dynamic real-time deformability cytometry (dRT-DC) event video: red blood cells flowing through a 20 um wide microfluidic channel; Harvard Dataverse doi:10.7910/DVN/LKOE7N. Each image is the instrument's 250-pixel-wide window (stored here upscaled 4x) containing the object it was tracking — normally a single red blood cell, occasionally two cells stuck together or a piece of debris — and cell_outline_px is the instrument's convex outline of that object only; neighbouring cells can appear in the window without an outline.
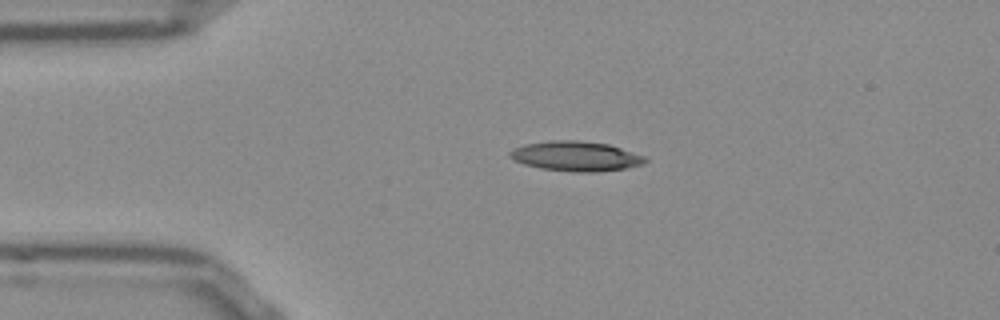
{"species": "Egyptian fruit bat (a non-hibernating species)", "species_latin": "Rousettus aegyptiacus", "temperature_condition": "room temperature", "stored_images_in_passage": 42, "camera_frame_rate_fps": 3000, "um_per_image_px": 0.085, "frame": {"image": 1, "passage_image": 1, "time_ms": 0.0, "image_size_px": [1000, 320], "cell_outline_px": [[648, 160], [640, 164], [628, 168], [596, 172], [572, 172], [540, 168], [524, 164], [512, 160], [508, 156], [508, 152], [512, 148], [524, 144], [548, 140], [576, 140], [608, 144], [648, 156]], "centroid_in_image_um": [48.92, 13.27], "position_along_channel_um": 36.1, "area_um2": 23.87}}
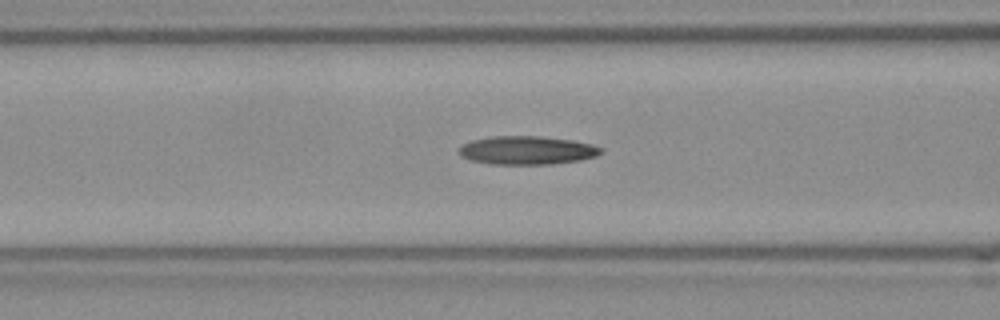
{"frame": {"image": 2, "passage_image": 10, "time_ms": 3.0, "image_size_px": [1000, 320], "cell_outline_px": [[604, 152], [596, 156], [580, 160], [552, 164], [492, 164], [472, 160], [460, 156], [456, 152], [460, 144], [472, 140], [492, 136], [540, 136], [572, 140], [592, 144], [604, 148]], "centroid_in_image_um": [44.78, 12.77], "position_along_channel_um": 121.8, "area_um2": 23.81}}
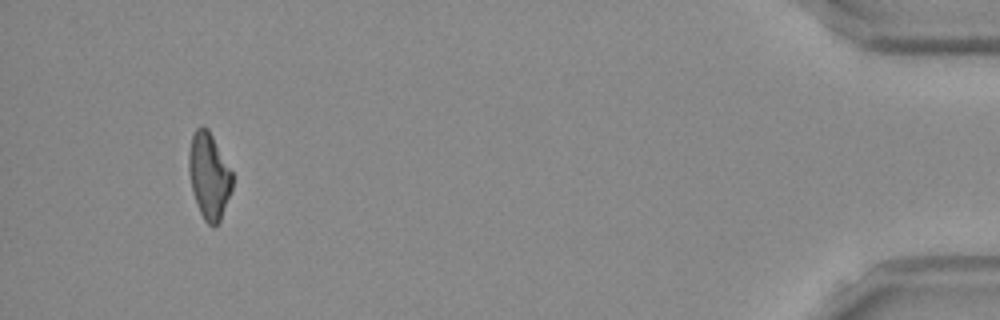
{"frame": {"image": 3, "passage_image": 39, "time_ms": 12.667, "image_size_px": [1000, 320], "cell_outline_px": [[232, 188], [220, 220], [216, 224], [208, 224], [204, 220], [200, 212], [192, 192], [188, 172], [188, 152], [192, 136], [196, 128], [200, 124], [208, 128], [232, 172]], "centroid_in_image_um": [17.74, 14.91], "position_along_channel_um": 417.5, "area_um2": 21.73}}